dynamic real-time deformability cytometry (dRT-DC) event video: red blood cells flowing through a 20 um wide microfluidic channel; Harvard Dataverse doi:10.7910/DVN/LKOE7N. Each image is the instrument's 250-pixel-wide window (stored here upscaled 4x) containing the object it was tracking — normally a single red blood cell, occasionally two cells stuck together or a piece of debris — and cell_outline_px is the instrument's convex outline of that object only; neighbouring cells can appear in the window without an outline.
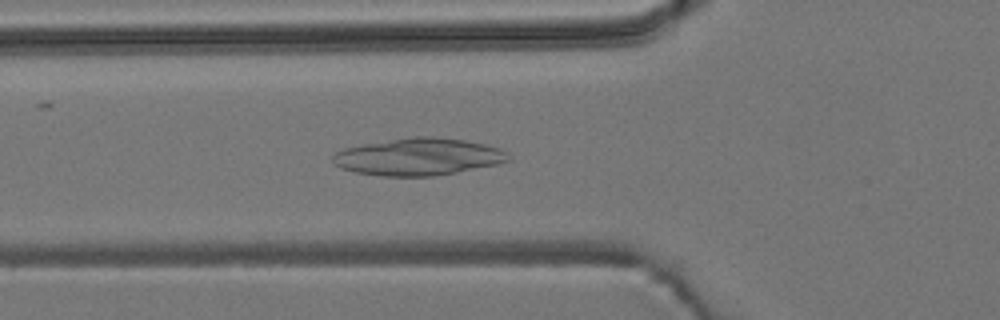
{"species": "common noctule bat (a hibernating species)", "species_latin": "Nyctalus noctula", "temperature_condition": "room temperature", "stored_images_in_passage": 54, "camera_frame_rate_fps": 3000, "um_per_image_px": 0.085, "animal": {"sex": "male", "body_mass_g": 19.2, "forearm_length_mm": 51.8}, "frame": {"image": 1, "passage_image": 19, "time_ms": 6.0, "image_size_px": [1000, 320], "cell_outline_px": [[512, 160], [500, 164], [456, 172], [432, 176], [380, 176], [356, 172], [340, 168], [332, 164], [332, 156], [336, 152], [344, 148], [360, 144], [412, 136], [432, 136], [464, 140], [484, 144], [500, 148], [508, 152]], "centroid_in_image_um": [35.56, 13.32], "position_along_channel_um": 90.2, "area_um2": 38.44}}
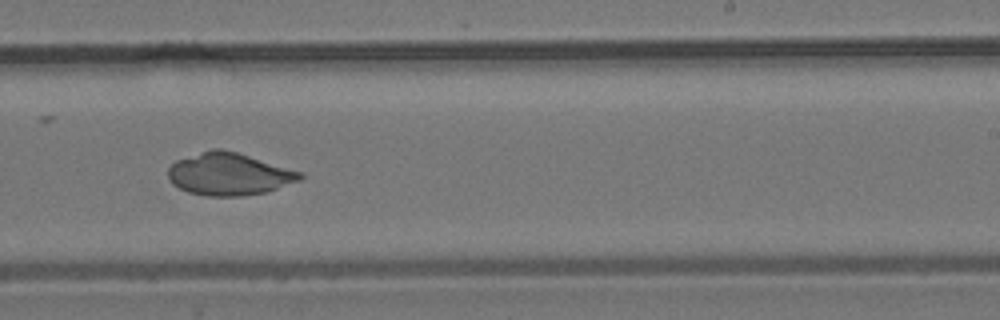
{"frame": {"image": 2, "passage_image": 33, "time_ms": 10.667, "image_size_px": [1000, 320], "cell_outline_px": [[304, 176], [300, 180], [264, 192], [240, 196], [208, 196], [188, 192], [172, 184], [168, 176], [168, 168], [176, 160], [212, 148], [220, 148], [236, 152], [304, 172]], "centroid_in_image_um": [19.46, 14.79], "position_along_channel_um": 269.5, "area_um2": 32.43}}
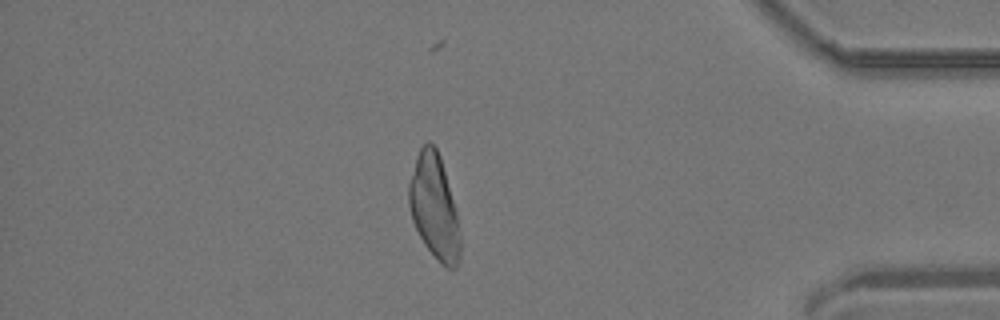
{"frame": {"image": 3, "passage_image": 46, "time_ms": 15.0, "image_size_px": [1000, 320], "cell_outline_px": [[460, 260], [456, 268], [448, 268], [424, 244], [412, 220], [408, 204], [408, 184], [416, 156], [420, 148], [428, 140], [436, 148], [440, 156], [456, 208], [460, 236]], "centroid_in_image_um": [36.9, 17.55], "position_along_channel_um": 398.3, "area_um2": 31.04}}